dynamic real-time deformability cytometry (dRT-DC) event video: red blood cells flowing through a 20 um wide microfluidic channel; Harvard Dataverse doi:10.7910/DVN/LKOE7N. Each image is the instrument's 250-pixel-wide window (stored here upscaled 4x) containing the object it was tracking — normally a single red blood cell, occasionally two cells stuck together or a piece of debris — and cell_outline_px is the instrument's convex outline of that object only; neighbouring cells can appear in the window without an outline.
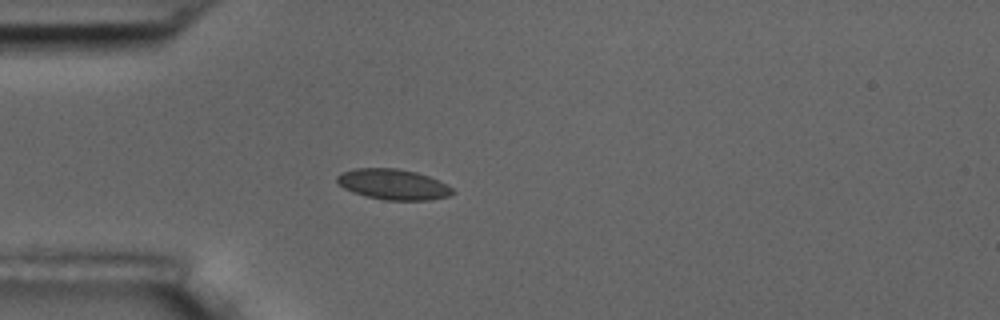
{"species": "common noctule bat (a hibernating species)", "species_latin": "Nyctalus noctula", "temperature_condition": "room temperature", "stored_images_in_passage": 2, "camera_frame_rate_fps": 3000, "um_per_image_px": 0.085, "animal": {"sex": "male", "body_mass_g": 17.5, "forearm_length_mm": 52.3}, "frame": {"image": 1, "passage_image": 2, "time_ms": 1.333, "image_size_px": [1000, 320], "cell_outline_px": [[456, 192], [448, 196], [428, 200], [384, 200], [352, 192], [336, 184], [336, 176], [340, 172], [356, 168], [396, 168], [416, 172], [428, 176], [452, 188]], "centroid_in_image_um": [33.36, 15.66], "position_along_channel_um": 51.6, "area_um2": 20.52}}